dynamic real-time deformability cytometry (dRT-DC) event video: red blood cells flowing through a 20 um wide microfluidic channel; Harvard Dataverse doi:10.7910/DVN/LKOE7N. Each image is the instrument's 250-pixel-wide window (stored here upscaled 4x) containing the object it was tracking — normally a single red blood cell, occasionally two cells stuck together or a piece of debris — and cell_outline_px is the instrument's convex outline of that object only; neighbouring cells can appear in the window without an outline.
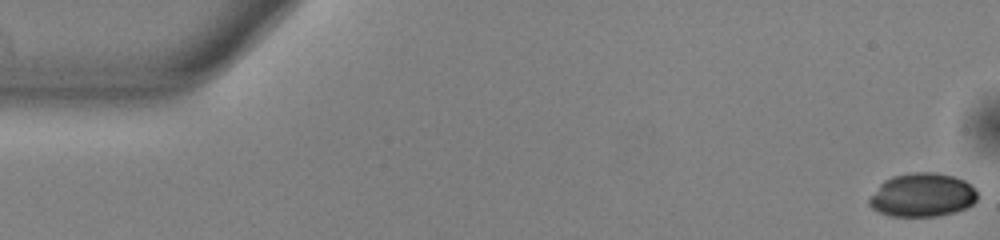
{"species": "common noctule bat (a hibernating species)", "species_latin": "Nyctalus noctula", "temperature_condition": "warm", "stored_images_in_passage": 45, "camera_frame_rate_fps": 3000, "um_per_image_px": 0.085, "animal": {"sex": "male", "body_mass_g": 13.0, "forearm_length_mm": 53.1}, "frame": {"image": 1, "passage_image": 1, "time_ms": 0.0, "image_size_px": [1000, 240], "cell_outline_px": [[976, 200], [972, 204], [964, 208], [952, 212], [936, 216], [892, 216], [880, 212], [872, 208], [868, 204], [868, 200], [880, 184], [884, 180], [892, 176], [916, 172], [936, 172], [952, 176], [964, 180], [976, 192]], "centroid_in_image_um": [78.36, 16.57], "position_along_channel_um": 6.6, "area_um2": 27.11}}
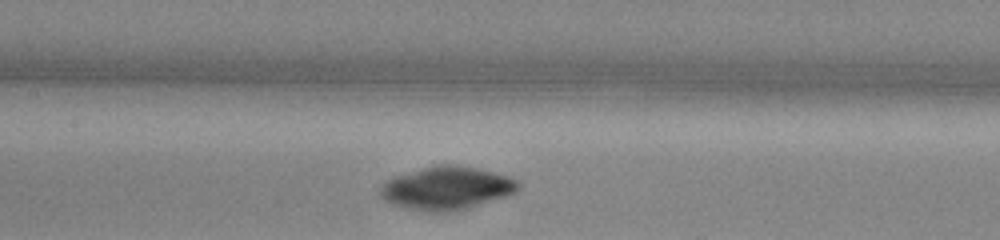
{"frame": {"image": 2, "passage_image": 25, "time_ms": 8.0, "image_size_px": [1000, 240], "cell_outline_px": [[520, 188], [516, 192], [508, 196], [468, 208], [452, 212], [424, 212], [392, 204], [384, 200], [380, 196], [380, 188], [384, 180], [396, 176], [424, 168], [440, 164], [452, 164], [480, 168], [508, 176], [516, 180], [520, 184]], "centroid_in_image_um": [37.99, 16.0], "position_along_channel_um": 169.4, "area_um2": 34.85}}
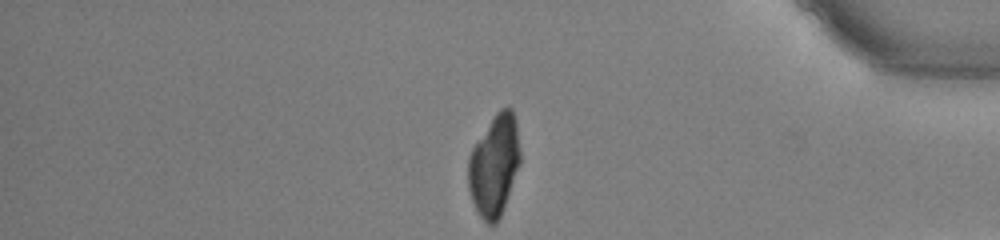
{"frame": {"image": 3, "passage_image": 45, "time_ms": 14.667, "image_size_px": [1000, 240], "cell_outline_px": [[520, 164], [500, 216], [496, 224], [488, 224], [480, 216], [472, 200], [468, 188], [468, 156], [472, 148], [496, 112], [500, 108], [508, 104], [512, 108], [516, 120], [520, 152]], "centroid_in_image_um": [42.02, 14.01], "position_along_channel_um": 393.2, "area_um2": 30.58}}